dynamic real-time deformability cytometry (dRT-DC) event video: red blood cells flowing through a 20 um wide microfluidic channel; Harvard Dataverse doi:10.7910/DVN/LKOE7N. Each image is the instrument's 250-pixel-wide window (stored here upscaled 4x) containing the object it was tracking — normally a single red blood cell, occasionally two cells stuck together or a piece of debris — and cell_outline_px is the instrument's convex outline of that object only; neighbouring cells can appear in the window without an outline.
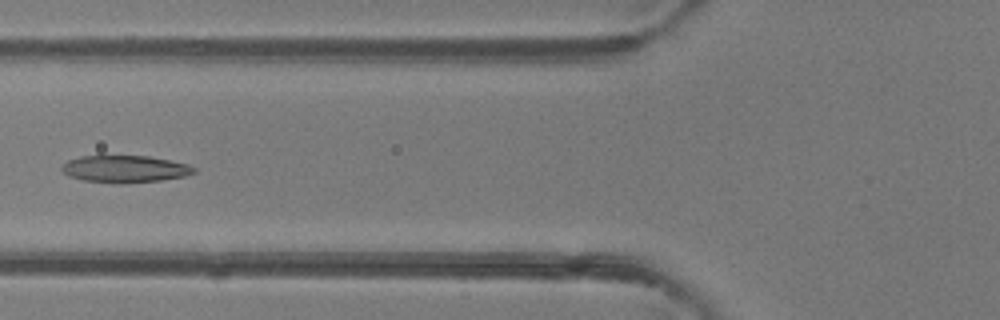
{"species": "common noctule bat (a hibernating species)", "species_latin": "Nyctalus noctula", "temperature_condition": "room temperature", "stored_images_in_passage": 7, "camera_frame_rate_fps": 3000, "um_per_image_px": 0.085, "animal": {"sex": "female"}, "frame": {"image": 1, "passage_image": 6, "time_ms": 6.0, "image_size_px": [1000, 320], "cell_outline_px": [[196, 172], [184, 176], [160, 180], [120, 184], [116, 184], [84, 180], [68, 176], [60, 168], [68, 160], [80, 156], [148, 156], [188, 164], [196, 168]], "centroid_in_image_um": [10.61, 14.37], "position_along_channel_um": 115.2, "area_um2": 20.81}}
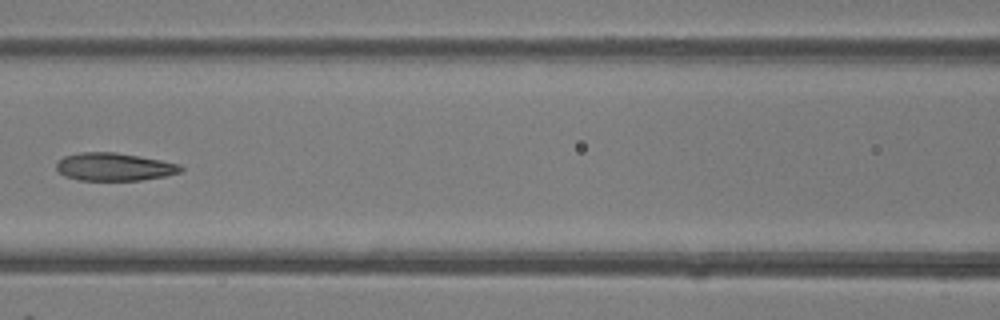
{"frame": {"image": 2, "passage_image": 7, "time_ms": 7.0, "image_size_px": [1000, 320], "cell_outline_px": [[184, 168], [180, 172], [164, 176], [140, 180], [76, 180], [64, 176], [56, 168], [56, 164], [64, 156], [80, 152], [112, 152], [140, 156], [180, 164]], "centroid_in_image_um": [9.69, 14.18], "position_along_channel_um": 156.9, "area_um2": 20.11}}